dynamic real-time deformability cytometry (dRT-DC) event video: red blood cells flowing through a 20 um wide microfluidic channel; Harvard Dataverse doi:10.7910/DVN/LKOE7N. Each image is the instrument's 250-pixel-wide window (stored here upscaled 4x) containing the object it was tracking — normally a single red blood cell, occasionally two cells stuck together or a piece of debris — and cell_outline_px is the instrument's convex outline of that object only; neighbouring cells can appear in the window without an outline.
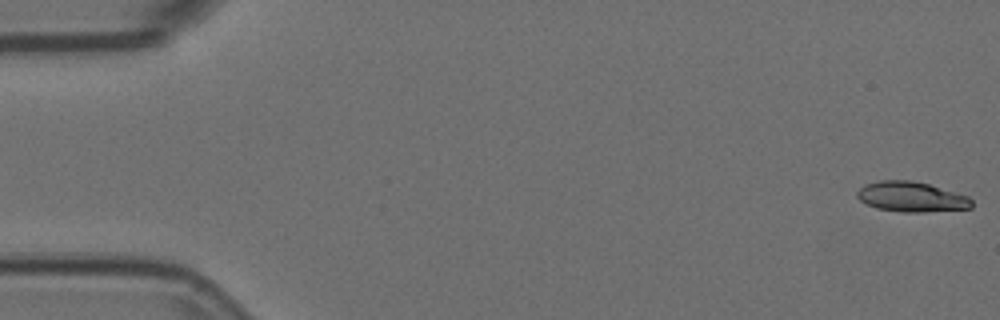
{"species": "Egyptian fruit bat (a non-hibernating species)", "species_latin": "Rousettus aegyptiacus", "temperature_condition": "room temperature", "stored_images_in_passage": 40, "camera_frame_rate_fps": 3000, "um_per_image_px": 0.085, "animal": {"sex": "female"}, "frame": {"image": 1, "passage_image": 1, "time_ms": 0.0, "image_size_px": [1000, 320], "cell_outline_px": [[972, 208], [924, 212], [900, 212], [876, 208], [860, 200], [856, 196], [856, 192], [864, 184], [880, 180], [912, 180], [928, 184], [968, 196], [972, 200]], "centroid_in_image_um": [77.45, 16.73], "position_along_channel_um": 7.6, "area_um2": 20.11}}
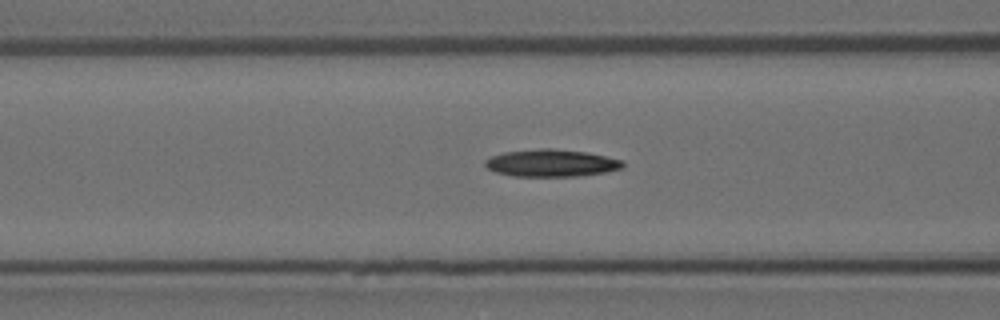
{"frame": {"image": 2, "passage_image": 22, "time_ms": 7.0, "image_size_px": [1000, 320], "cell_outline_px": [[624, 168], [604, 172], [580, 176], [512, 176], [496, 172], [488, 168], [484, 164], [484, 160], [492, 156], [504, 152], [540, 148], [552, 148], [588, 152], [624, 160]], "centroid_in_image_um": [46.89, 13.85], "position_along_channel_um": 119.7, "area_um2": 22.02}}
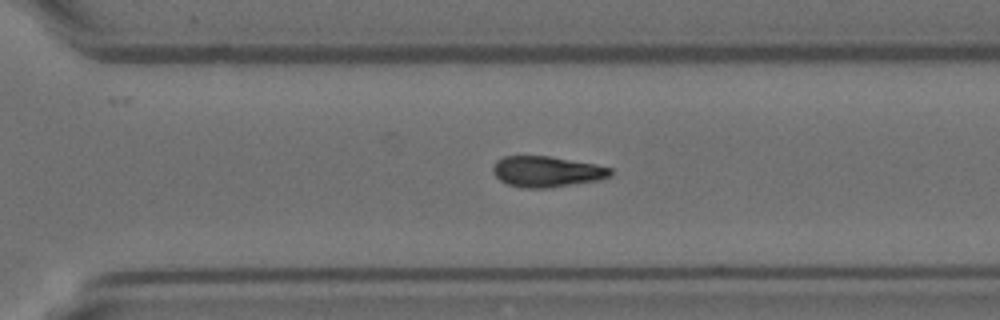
{"frame": {"image": 3, "passage_image": 39, "time_ms": 12.667, "image_size_px": [1000, 320], "cell_outline_px": [[612, 176], [596, 180], [548, 188], [524, 188], [508, 184], [500, 180], [492, 172], [492, 168], [496, 160], [504, 156], [548, 156], [596, 164], [612, 168]], "centroid_in_image_um": [46.46, 14.58], "position_along_channel_um": 324.1, "area_um2": 21.04}}